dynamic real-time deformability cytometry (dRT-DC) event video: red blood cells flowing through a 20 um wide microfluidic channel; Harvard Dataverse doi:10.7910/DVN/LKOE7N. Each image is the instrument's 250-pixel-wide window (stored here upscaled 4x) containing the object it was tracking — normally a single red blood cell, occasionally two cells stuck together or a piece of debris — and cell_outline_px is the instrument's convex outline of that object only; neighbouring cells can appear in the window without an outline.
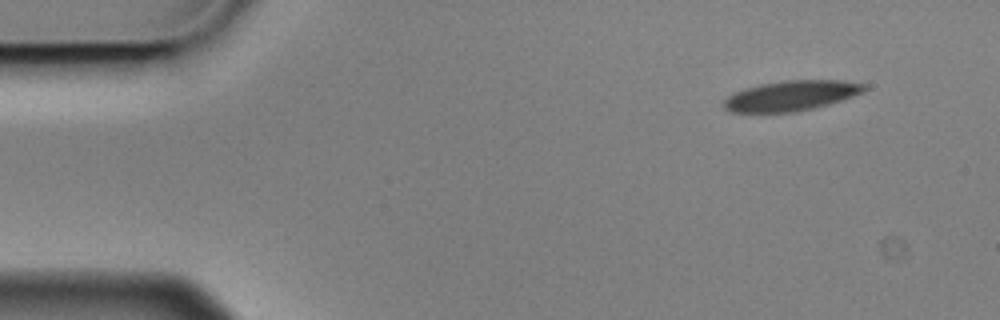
{"species": "Egyptian fruit bat (a non-hibernating species)", "species_latin": "Rousettus aegyptiacus", "temperature_condition": "cold", "stored_images_in_passage": 5, "camera_frame_rate_fps": 3000, "um_per_image_px": 0.085, "animal": {"sex": "male"}, "frame": {"image": 1, "passage_image": 1, "time_ms": 0.0, "image_size_px": [1000, 320], "cell_outline_px": [[868, 88], [864, 92], [828, 104], [796, 112], [732, 112], [724, 108], [724, 100], [732, 92], [744, 88], [760, 84], [788, 80], [844, 80], [868, 84]], "centroid_in_image_um": [67.27, 8.12], "position_along_channel_um": 17.7, "area_um2": 24.74}}
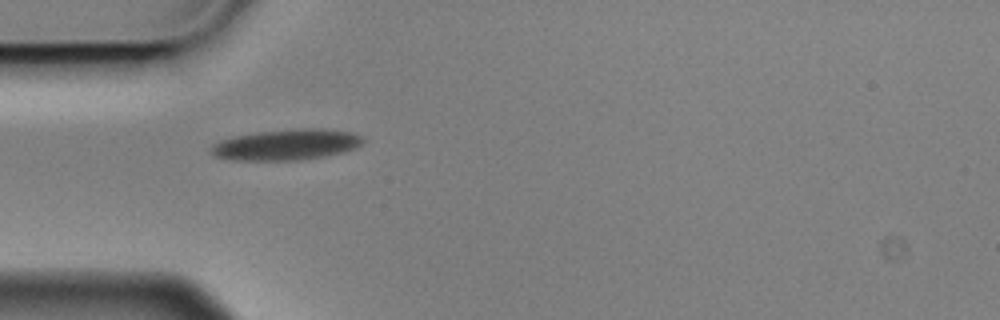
{"frame": {"image": 2, "passage_image": 4, "time_ms": 1.0, "image_size_px": [1000, 320], "cell_outline_px": [[364, 140], [356, 148], [344, 152], [324, 156], [300, 160], [232, 160], [212, 156], [208, 152], [208, 148], [212, 144], [220, 140], [232, 136], [256, 132], [296, 128], [324, 128], [352, 132], [364, 136]], "centroid_in_image_um": [24.3, 12.29], "position_along_channel_um": 60.7, "area_um2": 27.86}}
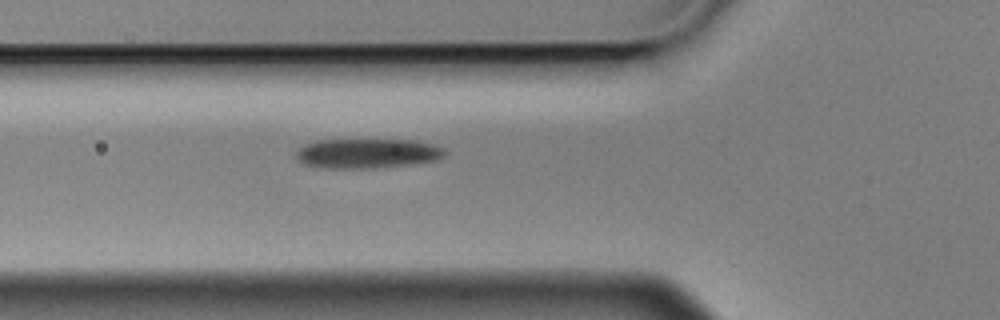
{"frame": {"image": 3, "passage_image": 5, "time_ms": 1.333, "image_size_px": [1000, 320], "cell_outline_px": [[448, 152], [444, 156], [436, 160], [408, 164], [372, 168], [320, 168], [304, 164], [296, 156], [296, 152], [304, 144], [316, 140], [416, 140], [436, 144], [444, 148]], "centroid_in_image_um": [31.25, 13.03], "position_along_channel_um": 94.6, "area_um2": 25.78}}